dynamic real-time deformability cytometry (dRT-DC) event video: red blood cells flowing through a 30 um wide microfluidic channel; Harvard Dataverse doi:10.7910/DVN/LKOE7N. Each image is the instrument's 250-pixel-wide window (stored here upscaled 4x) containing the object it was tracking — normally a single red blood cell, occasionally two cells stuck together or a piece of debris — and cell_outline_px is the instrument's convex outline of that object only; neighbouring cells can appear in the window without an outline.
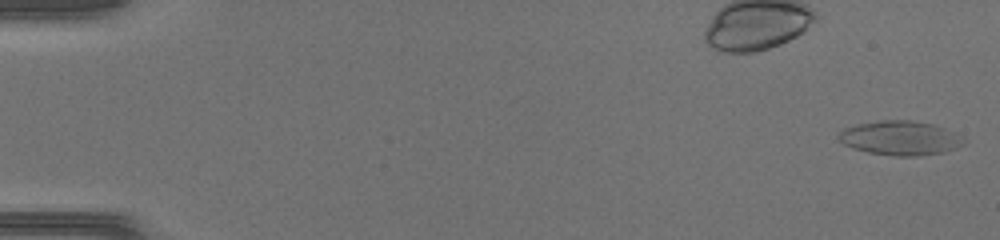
{"species": "common noctule bat (a hibernating species)", "species_latin": "Nyctalus noctula", "temperature_condition": "warm", "stored_images_in_passage": 49, "camera_frame_rate_fps": 3000, "um_per_image_px": 0.085, "animal": {"sex": "female", "body_mass_g": 17.0, "forearm_length_mm": 48.0}, "frame": {"image": 1, "passage_image": 2, "time_ms": 0.333, "image_size_px": [1000, 240], "cell_outline_px": [[964, 144], [956, 148], [944, 152], [916, 156], [896, 156], [868, 152], [844, 144], [836, 136], [844, 128], [860, 124], [880, 120], [908, 120], [932, 124], [944, 128]], "centroid_in_image_um": [76.44, 11.74], "position_along_channel_um": 8.6, "area_um2": 24.22}}
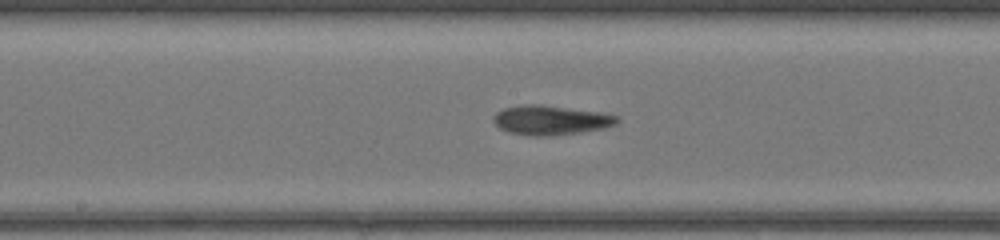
{"frame": {"image": 2, "passage_image": 27, "time_ms": 8.667, "image_size_px": [1000, 240], "cell_outline_px": [[620, 120], [616, 124], [604, 128], [552, 136], [528, 136], [508, 132], [500, 128], [492, 120], [492, 116], [496, 112], [504, 108], [524, 104], [540, 104], [600, 112], [616, 116]], "centroid_in_image_um": [46.77, 10.21], "position_along_channel_um": 201.4, "area_um2": 21.27}}
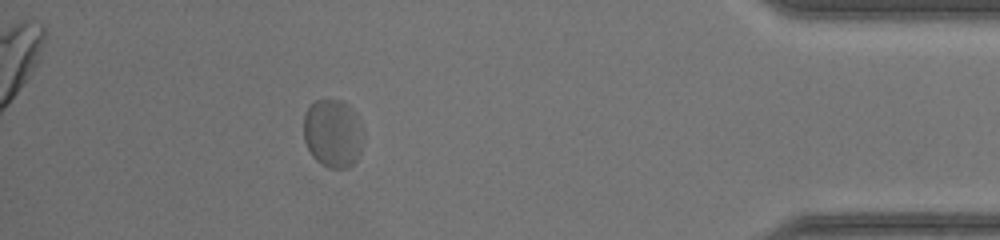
{"frame": {"image": 3, "passage_image": 44, "time_ms": 14.333, "image_size_px": [1000, 240], "cell_outline_px": [[364, 140], [360, 152], [356, 160], [348, 168], [328, 168], [320, 164], [312, 156], [304, 140], [304, 116], [308, 108], [316, 100], [344, 100], [348, 104], [364, 136]], "centroid_in_image_um": [28.28, 11.37], "position_along_channel_um": 406.9, "area_um2": 23.58}}